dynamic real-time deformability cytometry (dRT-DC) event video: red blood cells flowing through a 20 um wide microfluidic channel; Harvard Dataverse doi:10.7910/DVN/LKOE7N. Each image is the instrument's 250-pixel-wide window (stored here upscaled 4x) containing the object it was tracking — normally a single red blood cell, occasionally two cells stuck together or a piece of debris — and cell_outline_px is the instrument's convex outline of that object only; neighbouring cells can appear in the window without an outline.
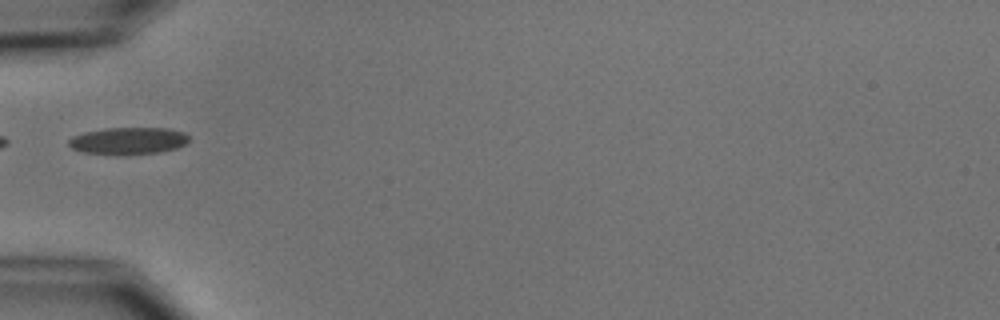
{"species": "common noctule bat (a hibernating species)", "species_latin": "Nyctalus noctula", "temperature_condition": "cold", "stored_images_in_passage": 6, "camera_frame_rate_fps": 3000, "um_per_image_px": 0.085, "animal": {"sex": "male", "body_mass_g": 15.6}, "frame": {"image": 1, "passage_image": 5, "time_ms": 5.667, "image_size_px": [1000, 320], "cell_outline_px": [[188, 140], [184, 144], [176, 148], [160, 152], [120, 156], [112, 156], [84, 152], [72, 148], [68, 144], [68, 140], [72, 136], [84, 132], [108, 128], [168, 128], [184, 132], [188, 136]], "centroid_in_image_um": [10.87, 11.99], "position_along_channel_um": 74.1, "area_um2": 19.25}}